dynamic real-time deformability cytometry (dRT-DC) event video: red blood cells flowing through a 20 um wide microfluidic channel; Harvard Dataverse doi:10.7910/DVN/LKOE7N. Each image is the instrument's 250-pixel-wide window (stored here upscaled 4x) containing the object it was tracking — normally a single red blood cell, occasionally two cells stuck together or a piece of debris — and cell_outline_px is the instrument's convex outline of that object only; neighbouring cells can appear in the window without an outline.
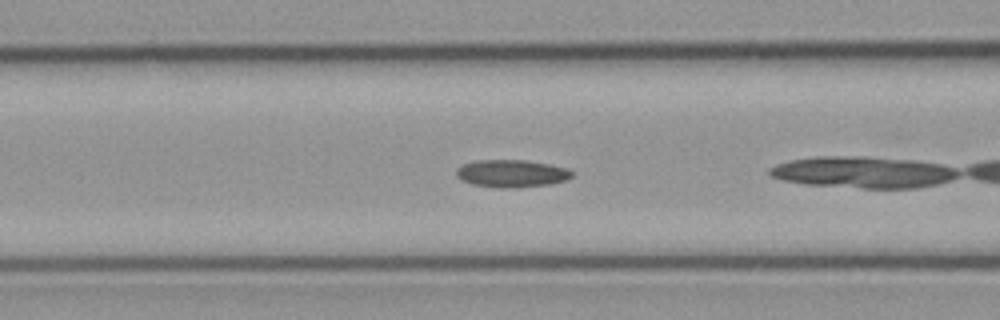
{"species": "common noctule bat (a hibernating species)", "species_latin": "Nyctalus noctula", "temperature_condition": "cold", "stored_images_in_passage": 6, "camera_frame_rate_fps": 3000, "um_per_image_px": 0.085, "animal": {"sex": "male", "body_mass_g": 23.1, "forearm_length_mm": 52.7}, "frame": {"image": 1, "passage_image": 5, "time_ms": 1.333, "image_size_px": [1000, 320], "cell_outline_px": [[572, 176], [568, 180], [552, 184], [516, 188], [496, 188], [472, 184], [460, 180], [456, 176], [456, 168], [464, 164], [476, 160], [524, 160], [548, 164], [568, 168], [572, 172]], "centroid_in_image_um": [43.48, 14.76], "position_along_channel_um": 123.1, "area_um2": 18.79}}